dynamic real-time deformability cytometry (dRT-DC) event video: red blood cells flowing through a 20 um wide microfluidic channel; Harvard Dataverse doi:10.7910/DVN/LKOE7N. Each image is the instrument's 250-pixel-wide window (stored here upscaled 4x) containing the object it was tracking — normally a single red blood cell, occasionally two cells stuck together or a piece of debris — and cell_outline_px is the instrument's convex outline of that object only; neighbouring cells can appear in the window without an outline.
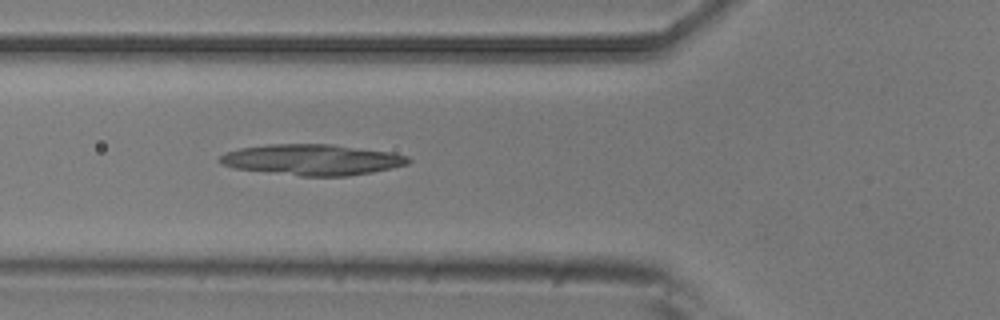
{"species": "common noctule bat (a hibernating species)", "species_latin": "Nyctalus noctula", "temperature_condition": "room temperature", "stored_images_in_passage": 2, "camera_frame_rate_fps": 3000, "um_per_image_px": 0.085, "animal": {"sex": "male", "body_mass_g": 20.5, "forearm_length_mm": 52.5}, "frame": {"image": 1, "passage_image": 2, "time_ms": 0.333, "image_size_px": [1000, 320], "cell_outline_px": [[412, 160], [408, 164], [372, 172], [348, 176], [300, 176], [236, 168], [224, 164], [216, 160], [220, 156], [228, 152], [240, 148], [268, 144], [332, 144], [392, 152], [408, 156]], "centroid_in_image_um": [26.57, 13.57], "position_along_channel_um": 99.2, "area_um2": 33.76}}